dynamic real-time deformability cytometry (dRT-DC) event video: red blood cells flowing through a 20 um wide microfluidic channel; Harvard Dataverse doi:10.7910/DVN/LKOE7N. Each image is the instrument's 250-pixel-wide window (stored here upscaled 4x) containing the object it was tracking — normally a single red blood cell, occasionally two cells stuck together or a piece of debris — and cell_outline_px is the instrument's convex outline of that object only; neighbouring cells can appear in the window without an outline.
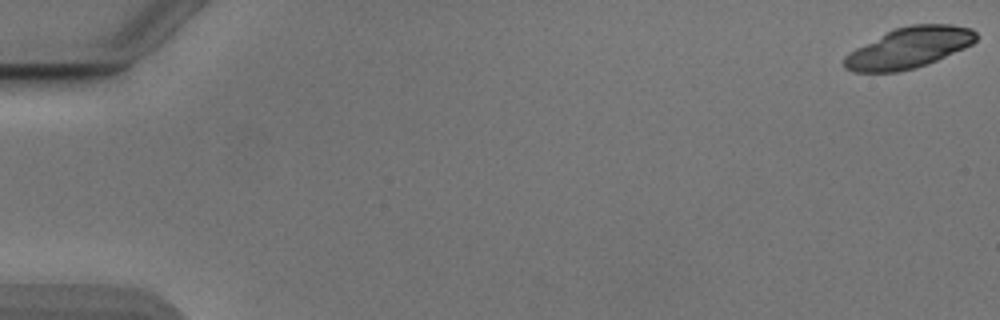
{"species": "Egyptian fruit bat (a non-hibernating species)", "species_latin": "Rousettus aegyptiacus", "temperature_condition": "cold", "stored_images_in_passage": 22, "camera_frame_rate_fps": 3000, "um_per_image_px": 0.085, "animal": {"sex": "male"}, "frame": {"image": 1, "passage_image": 1, "time_ms": 0.0, "image_size_px": [1000, 320], "cell_outline_px": [[976, 40], [972, 44], [964, 48], [928, 64], [916, 68], [900, 72], [852, 72], [844, 68], [844, 56], [848, 52], [896, 28], [912, 24], [952, 24], [972, 28], [976, 32]], "centroid_in_image_um": [77.27, 4.07], "position_along_channel_um": 7.7, "area_um2": 31.27}}